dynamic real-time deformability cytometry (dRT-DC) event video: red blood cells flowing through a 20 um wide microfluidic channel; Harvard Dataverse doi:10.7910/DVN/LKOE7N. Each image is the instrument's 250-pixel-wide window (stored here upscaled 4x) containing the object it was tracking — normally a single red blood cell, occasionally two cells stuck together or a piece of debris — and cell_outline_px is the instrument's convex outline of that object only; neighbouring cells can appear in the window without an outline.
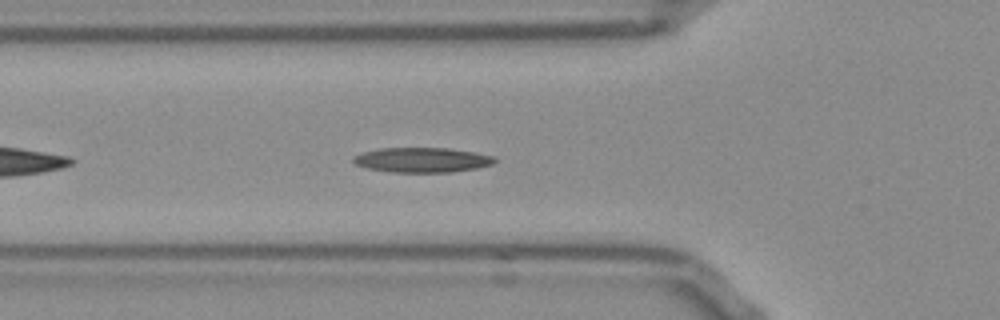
{"species": "Egyptian fruit bat (a non-hibernating species)", "species_latin": "Rousettus aegyptiacus", "temperature_condition": "room temperature", "stored_images_in_passage": 35, "camera_frame_rate_fps": 3000, "um_per_image_px": 0.085, "frame": {"image": 1, "passage_image": 6, "time_ms": 1.667, "image_size_px": [1000, 320], "cell_outline_px": [[496, 160], [492, 164], [476, 168], [452, 172], [392, 172], [368, 168], [356, 164], [352, 160], [352, 156], [364, 152], [380, 148], [448, 148], [472, 152], [492, 156]], "centroid_in_image_um": [35.85, 13.59], "position_along_channel_um": 90.0, "area_um2": 20.23}, "authors_computed_cell_mechanics": {"area_um2": 19.5364, "velocity_mm_per_s": 3.8153, "shape_relaxation_time_tau1_ms": 10.578, "shape_relaxation_time_tau2_ms": null, "deformation_change_tau1": 0.21, "deformation_change_tau2": null}}